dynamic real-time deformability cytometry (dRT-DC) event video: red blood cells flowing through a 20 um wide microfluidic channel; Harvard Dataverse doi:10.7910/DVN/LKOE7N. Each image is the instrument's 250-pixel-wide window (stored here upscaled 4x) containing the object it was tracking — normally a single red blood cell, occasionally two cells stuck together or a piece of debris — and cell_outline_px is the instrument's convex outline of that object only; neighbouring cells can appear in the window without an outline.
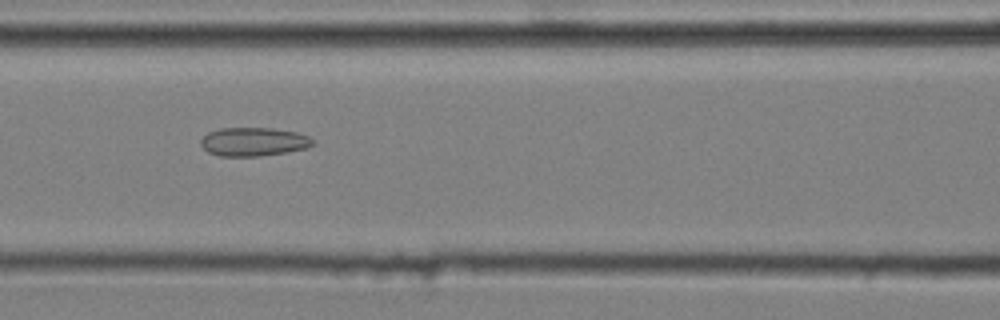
{"species": "common noctule bat (a hibernating species)", "species_latin": "Nyctalus noctula", "temperature_condition": "cold", "stored_images_in_passage": 50, "camera_frame_rate_fps": 3000, "um_per_image_px": 0.085, "animal": {"sex": "male", "body_mass_g": 20.4}, "frame": {"image": 1, "passage_image": 24, "time_ms": 7.667, "image_size_px": [1000, 320], "cell_outline_px": [[312, 144], [308, 148], [260, 156], [220, 156], [208, 152], [200, 144], [200, 140], [208, 132], [220, 128], [272, 128], [296, 132], [308, 136], [312, 140]], "centroid_in_image_um": [21.52, 12.04], "position_along_channel_um": 145.1, "area_um2": 18.55}}
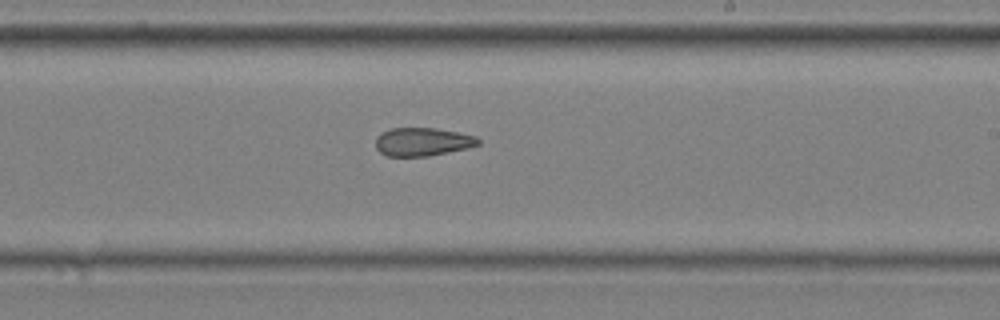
{"frame": {"image": 2, "passage_image": 33, "time_ms": 10.667, "image_size_px": [1000, 320], "cell_outline_px": [[480, 144], [468, 148], [428, 156], [388, 156], [380, 152], [376, 148], [376, 136], [380, 132], [392, 128], [436, 128], [476, 136], [480, 140]], "centroid_in_image_um": [35.9, 12.05], "position_along_channel_um": 253.1, "area_um2": 16.94}}
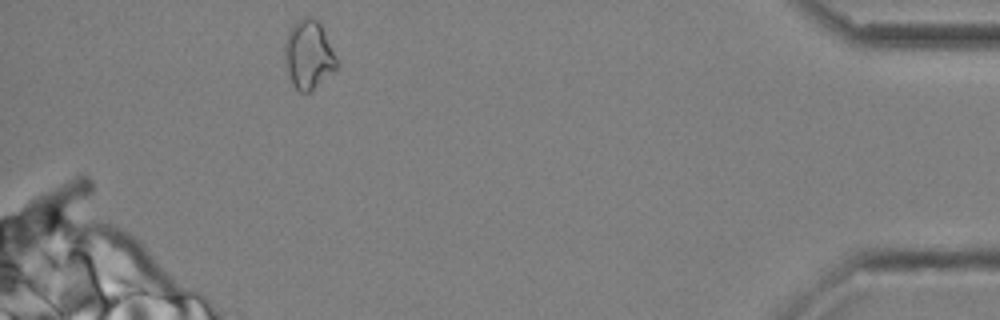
{"frame": {"image": 3, "passage_image": 50, "time_ms": 16.333, "image_size_px": [1000, 320], "cell_outline_px": [[336, 68], [308, 92], [300, 92], [292, 84], [288, 72], [284, 56], [284, 44], [288, 32], [292, 24], [304, 16], [312, 16], [320, 24], [324, 32], [336, 60]], "centroid_in_image_um": [26.17, 4.61], "position_along_channel_um": 409.0, "area_um2": 20.17}, "authors_computed_cell_mechanics": {"area_um2": 18.8139, "velocity_mm_per_s": 3.6064, "shape_relaxation_time_tau1_ms": null, "shape_relaxation_time_tau2_ms": 3.1331, "deformation_change_tau1": null, "deformation_change_tau2": 0.1129}}